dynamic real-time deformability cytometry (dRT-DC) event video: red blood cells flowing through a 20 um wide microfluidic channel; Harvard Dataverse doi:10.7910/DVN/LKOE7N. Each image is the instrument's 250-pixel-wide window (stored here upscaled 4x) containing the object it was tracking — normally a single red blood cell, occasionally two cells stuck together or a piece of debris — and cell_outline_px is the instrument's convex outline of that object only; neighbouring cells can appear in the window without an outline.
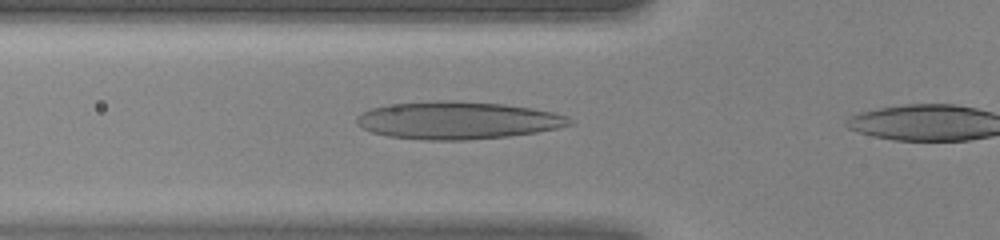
{"species": "human", "species_latin": "Homo sapiens", "temperature_condition": "warm", "stored_images_in_passage": 11, "camera_frame_rate_fps": 3000, "um_per_image_px": 0.085, "donor": {"sex": "female"}, "frame": {"image": 1, "passage_image": 4, "time_ms": 1.0, "image_size_px": [1000, 240], "cell_outline_px": [[576, 124], [560, 128], [536, 132], [508, 136], [464, 140], [424, 140], [388, 136], [372, 132], [356, 124], [356, 116], [372, 108], [388, 104], [436, 100], [452, 100], [504, 104], [532, 108], [552, 112], [568, 116]], "centroid_in_image_um": [38.92, 10.22], "position_along_channel_um": 86.9, "area_um2": 46.82}}
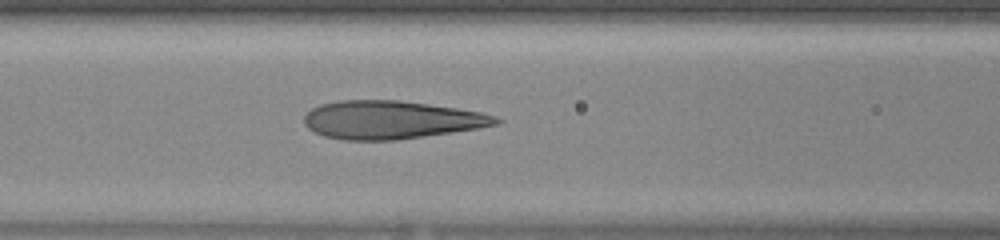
{"frame": {"image": 2, "passage_image": 7, "time_ms": 2.0, "image_size_px": [1000, 240], "cell_outline_px": [[504, 120], [500, 124], [452, 132], [396, 140], [344, 140], [324, 136], [308, 128], [304, 124], [304, 116], [312, 108], [320, 104], [340, 100], [400, 100], [456, 108], [480, 112], [496, 116]], "centroid_in_image_um": [33.24, 10.18], "position_along_channel_um": 133.4, "area_um2": 42.54}}